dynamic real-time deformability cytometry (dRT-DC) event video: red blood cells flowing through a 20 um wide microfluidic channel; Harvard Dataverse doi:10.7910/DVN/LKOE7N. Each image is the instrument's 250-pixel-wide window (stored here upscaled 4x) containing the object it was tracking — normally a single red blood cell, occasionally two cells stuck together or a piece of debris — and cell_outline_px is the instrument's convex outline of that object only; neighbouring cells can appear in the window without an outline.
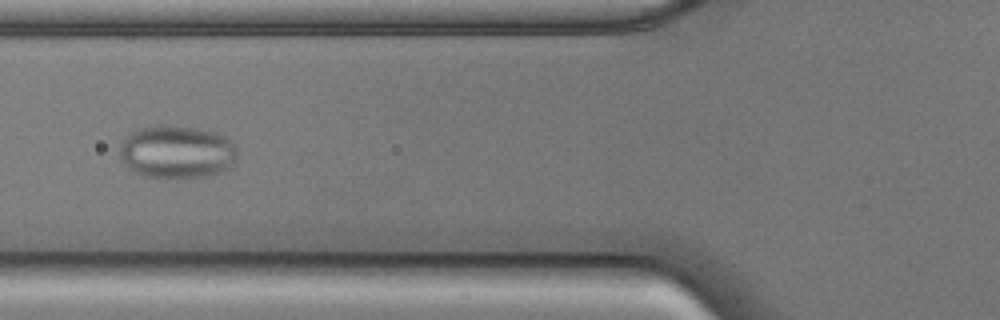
{"species": "common noctule bat (a hibernating species)", "species_latin": "Nyctalus noctula", "temperature_condition": "cold", "stored_images_in_passage": 53, "camera_frame_rate_fps": 3000, "um_per_image_px": 0.085, "animal": {"sex": "male", "body_mass_g": 17.9, "forearm_length_mm": 54.2}, "frame": {"image": 1, "passage_image": 19, "time_ms": 6.0, "image_size_px": [1000, 320], "cell_outline_px": [[236, 156], [232, 164], [228, 168], [220, 172], [204, 176], [144, 176], [128, 168], [120, 160], [120, 144], [132, 132], [140, 128], [160, 124], [168, 124], [196, 128], [216, 132], [224, 136], [236, 144]], "centroid_in_image_um": [15.02, 12.87], "position_along_channel_um": 110.8, "area_um2": 36.01}}
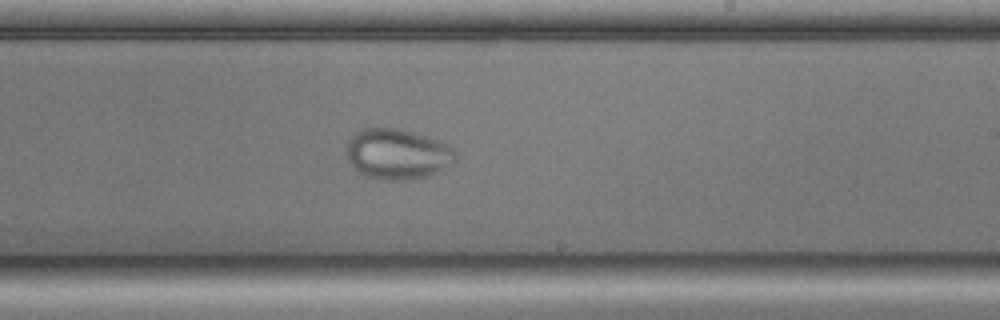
{"frame": {"image": 2, "passage_image": 31, "time_ms": 10.0, "image_size_px": [1000, 320], "cell_outline_px": [[456, 160], [452, 164], [440, 172], [428, 176], [408, 180], [376, 180], [356, 172], [352, 168], [348, 160], [348, 140], [356, 132], [364, 128], [400, 128], [440, 140], [448, 144], [456, 152]], "centroid_in_image_um": [33.8, 13.11], "position_along_channel_um": 255.2, "area_um2": 32.6}}
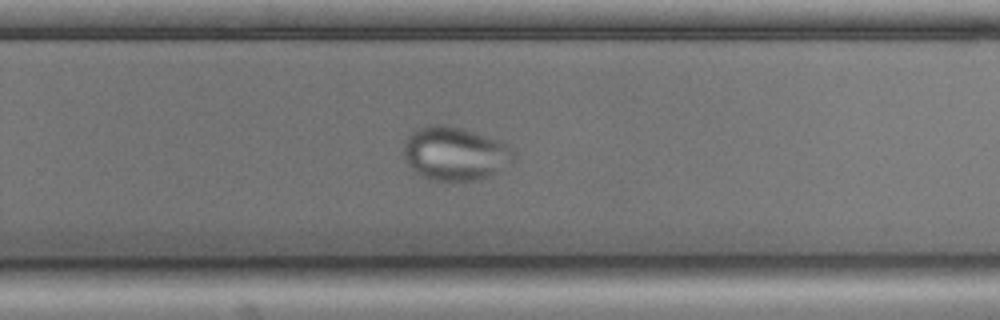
{"frame": {"image": 3, "passage_image": 34, "time_ms": 11.0, "image_size_px": [1000, 320], "cell_outline_px": [[516, 156], [512, 160], [488, 176], [476, 180], [432, 180], [420, 176], [408, 164], [404, 156], [404, 140], [412, 132], [420, 128], [440, 124], [460, 128], [496, 140], [512, 148], [516, 152]], "centroid_in_image_um": [38.63, 13.06], "position_along_channel_um": 291.2, "area_um2": 33.52}}